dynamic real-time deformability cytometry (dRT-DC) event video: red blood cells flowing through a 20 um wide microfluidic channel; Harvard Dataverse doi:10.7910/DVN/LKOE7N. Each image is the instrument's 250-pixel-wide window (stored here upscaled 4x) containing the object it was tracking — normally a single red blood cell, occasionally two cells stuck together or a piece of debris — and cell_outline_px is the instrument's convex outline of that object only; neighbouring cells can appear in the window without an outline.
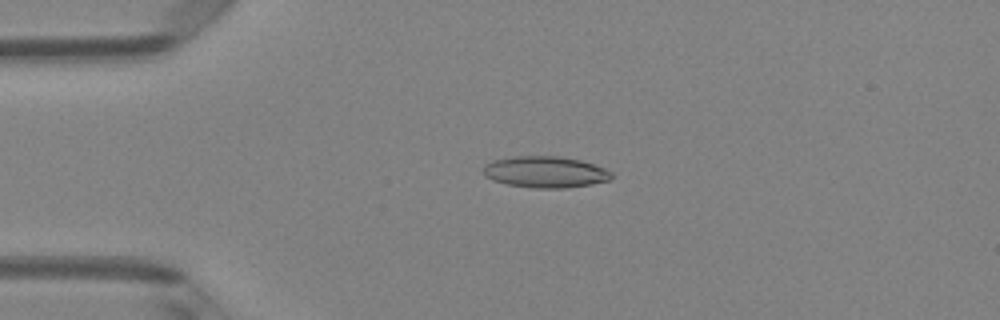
{"species": "Egyptian fruit bat (a non-hibernating species)", "species_latin": "Rousettus aegyptiacus", "temperature_condition": "room temperature", "stored_images_in_passage": 50, "camera_frame_rate_fps": 3000, "um_per_image_px": 0.085, "animal": {"sex": "female"}, "frame": {"image": 1, "passage_image": 12, "time_ms": 3.667, "image_size_px": [1000, 320], "cell_outline_px": [[612, 176], [608, 180], [592, 184], [564, 188], [532, 188], [508, 184], [492, 180], [484, 176], [484, 164], [492, 160], [512, 156], [560, 156], [580, 160], [604, 168], [612, 172]], "centroid_in_image_um": [46.31, 14.61], "position_along_channel_um": 38.7, "area_um2": 23.47}}
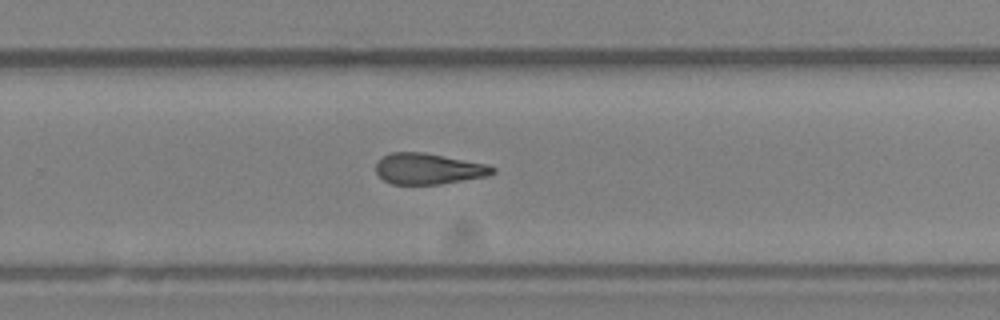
{"frame": {"image": 2, "passage_image": 33, "time_ms": 10.667, "image_size_px": [1000, 320], "cell_outline_px": [[496, 172], [488, 176], [440, 184], [392, 184], [384, 180], [376, 172], [376, 164], [384, 156], [392, 152], [424, 152], [488, 164], [496, 168]], "centroid_in_image_um": [36.46, 14.34], "position_along_channel_um": 293.3, "area_um2": 21.04}}
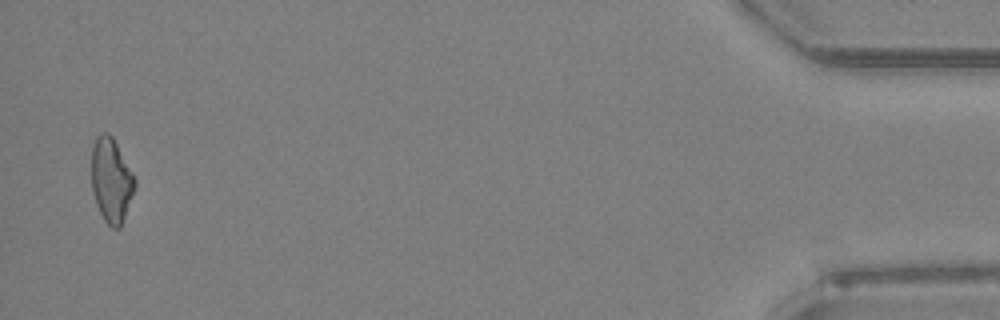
{"frame": {"image": 3, "passage_image": 49, "time_ms": 16.0, "image_size_px": [1000, 320], "cell_outline_px": [[136, 184], [120, 228], [112, 228], [104, 220], [96, 204], [92, 192], [92, 144], [96, 136], [100, 132], [108, 132], [112, 136], [136, 180]], "centroid_in_image_um": [9.43, 15.3], "position_along_channel_um": 425.8, "area_um2": 21.1}, "authors_computed_cell_mechanics": {"area_um2": 21.8195, "velocity_mm_per_s": 4.1, "shape_relaxation_time_tau1_ms": null, "shape_relaxation_time_tau2_ms": 4.496, "deformation_change_tau1": null, "deformation_change_tau2": 0.1518}}